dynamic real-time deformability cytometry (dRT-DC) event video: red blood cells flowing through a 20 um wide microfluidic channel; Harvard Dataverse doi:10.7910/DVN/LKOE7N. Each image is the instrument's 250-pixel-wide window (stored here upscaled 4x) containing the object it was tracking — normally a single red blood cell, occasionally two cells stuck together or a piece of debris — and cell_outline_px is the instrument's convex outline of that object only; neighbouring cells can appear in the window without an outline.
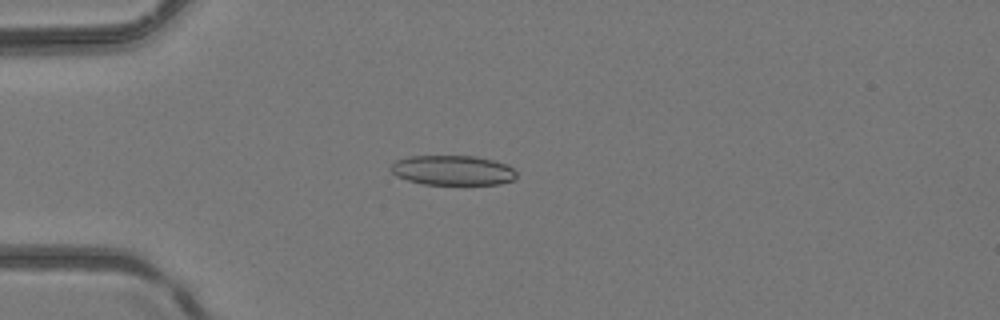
{"species": "common noctule bat (a hibernating species)", "species_latin": "Nyctalus noctula", "temperature_condition": "room temperature", "stored_images_in_passage": 3, "camera_frame_rate_fps": 3000, "um_per_image_px": 0.085, "animal": {"sex": "female", "body_mass_g": 24.6, "forearm_length_mm": 56.2}, "frame": {"image": 1, "passage_image": 3, "time_ms": 0.667, "image_size_px": [1000, 320], "cell_outline_px": [[516, 180], [500, 184], [424, 184], [408, 180], [396, 176], [388, 168], [396, 160], [408, 156], [476, 156], [508, 164], [516, 172]], "centroid_in_image_um": [38.49, 14.47], "position_along_channel_um": 46.5, "area_um2": 21.96}}